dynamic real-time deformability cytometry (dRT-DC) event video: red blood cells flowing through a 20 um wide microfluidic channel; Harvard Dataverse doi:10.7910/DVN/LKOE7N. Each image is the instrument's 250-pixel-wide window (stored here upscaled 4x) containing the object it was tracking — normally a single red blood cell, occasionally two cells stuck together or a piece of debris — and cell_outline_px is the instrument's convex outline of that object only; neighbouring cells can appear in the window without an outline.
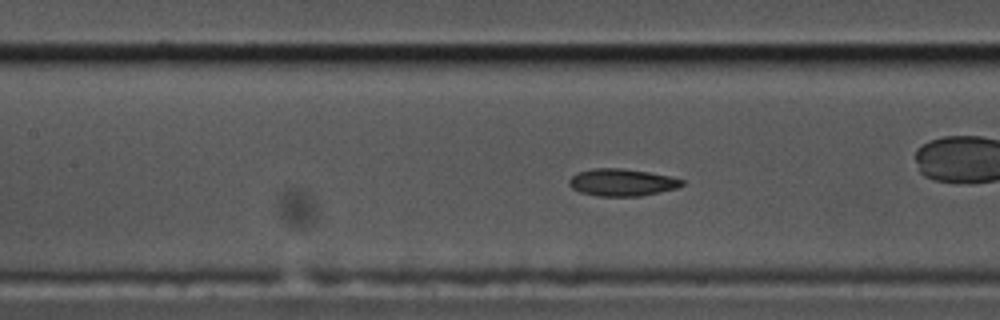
{"species": "common noctule bat (a hibernating species)", "species_latin": "Nyctalus noctula", "temperature_condition": "cold", "stored_images_in_passage": 58, "camera_frame_rate_fps": 3000, "um_per_image_px": 0.085, "animal": {"sex": "male", "body_mass_g": 17.5, "forearm_length_mm": 52.3}, "frame": {"image": 1, "passage_image": 25, "time_ms": 8.0, "image_size_px": [1000, 320], "cell_outline_px": [[684, 184], [676, 188], [660, 192], [640, 196], [596, 196], [580, 192], [572, 188], [568, 184], [568, 180], [576, 172], [592, 168], [620, 168], [648, 172], [668, 176], [684, 180]], "centroid_in_image_um": [52.82, 15.5], "position_along_channel_um": 154.6, "area_um2": 17.92}, "authors_computed_cell_mechanics": {"area_um2": 17.918, "velocity_mm_per_s": 3.4534, "shape_relaxation_time_tau1_ms": null, "shape_relaxation_time_tau2_ms": 2.8475, "deformation_change_tau1": null, "deformation_change_tau2": 0.0727}}